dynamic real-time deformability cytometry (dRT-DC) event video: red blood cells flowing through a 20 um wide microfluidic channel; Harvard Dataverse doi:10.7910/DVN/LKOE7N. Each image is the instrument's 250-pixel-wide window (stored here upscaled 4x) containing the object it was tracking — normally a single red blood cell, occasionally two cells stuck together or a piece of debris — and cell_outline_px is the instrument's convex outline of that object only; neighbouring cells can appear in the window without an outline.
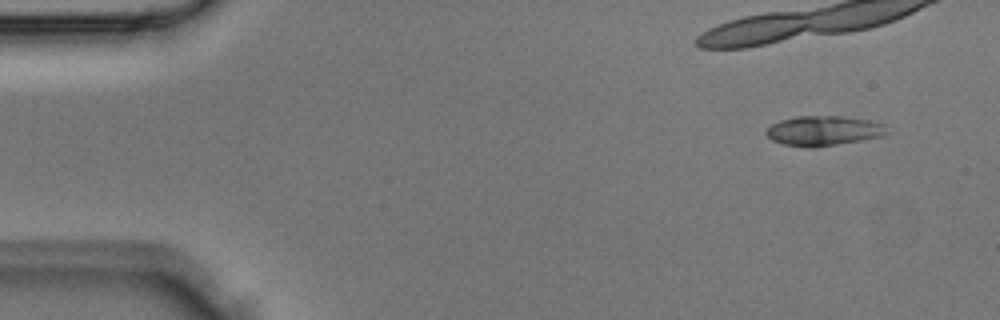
{"species": "Egyptian fruit bat (a non-hibernating species)", "species_latin": "Rousettus aegyptiacus", "temperature_condition": "room temperature", "stored_images_in_passage": 7, "segment_of_instrument_passage": [1, 2], "camera_frame_rate_fps": 3000, "um_per_image_px": 0.085, "animal": {"sex": "male"}, "frame": {"image": 1, "passage_image": 1, "time_ms": 0.0, "image_size_px": [1000, 320], "cell_outline_px": [[888, 132], [880, 136], [860, 140], [836, 144], [808, 148], [784, 144], [772, 140], [764, 132], [772, 124], [780, 120], [796, 116], [840, 116], [872, 120], [884, 124]], "centroid_in_image_um": [69.98, 11.1], "position_along_channel_um": 15.0, "area_um2": 20.81}}
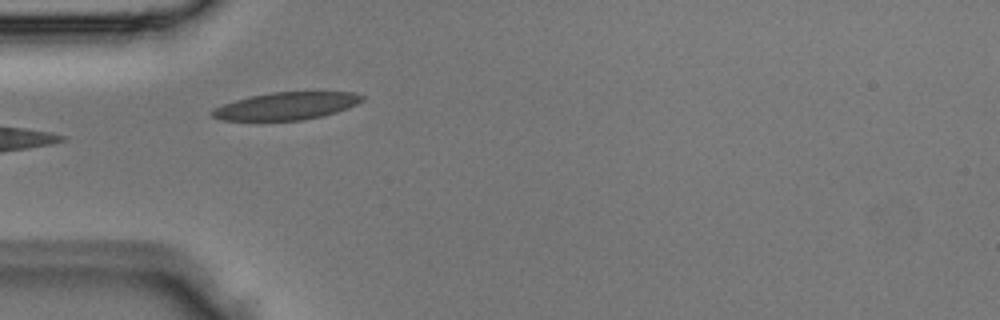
{"frame": {"image": 2, "passage_image": 4, "time_ms": 1.0, "image_size_px": [1000, 320], "cell_outline_px": [[364, 100], [356, 104], [336, 112], [320, 116], [300, 120], [220, 120], [212, 116], [208, 112], [212, 108], [236, 100], [252, 96], [272, 92], [352, 92], [364, 96]], "centroid_in_image_um": [24.3, 9.01], "position_along_channel_um": 60.7, "area_um2": 23.76}}